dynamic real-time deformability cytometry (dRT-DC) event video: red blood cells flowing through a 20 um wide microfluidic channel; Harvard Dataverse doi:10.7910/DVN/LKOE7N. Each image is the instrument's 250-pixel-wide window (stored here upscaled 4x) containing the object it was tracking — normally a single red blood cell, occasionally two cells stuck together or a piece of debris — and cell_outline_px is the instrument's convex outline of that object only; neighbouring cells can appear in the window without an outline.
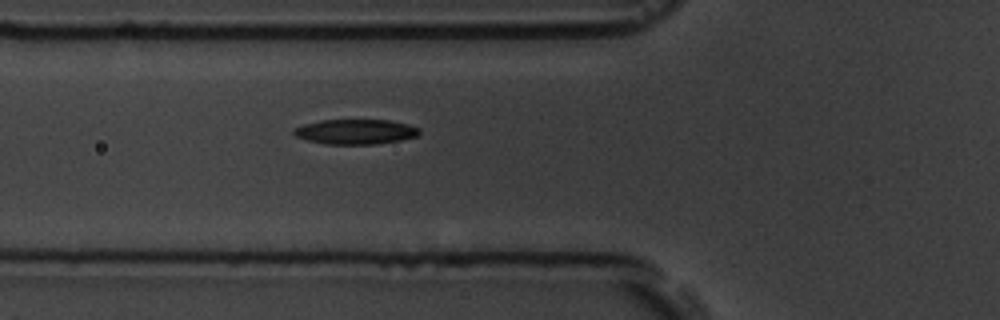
{"species": "common noctule bat (a hibernating species)", "species_latin": "Nyctalus noctula", "temperature_condition": "room temperature", "stored_images_in_passage": 6, "camera_frame_rate_fps": 3000, "um_per_image_px": 0.085, "animal": {"sex": "male", "body_mass_g": 19.5, "forearm_length_mm": 54.6}, "frame": {"image": 1, "passage_image": 6, "time_ms": 6.667, "image_size_px": [1000, 320], "cell_outline_px": [[420, 132], [416, 136], [400, 140], [376, 144], [324, 144], [308, 140], [296, 136], [292, 132], [292, 128], [304, 124], [320, 120], [388, 120], [408, 124], [420, 128]], "centroid_in_image_um": [30.2, 11.19], "position_along_channel_um": 95.6, "area_um2": 18.26}}